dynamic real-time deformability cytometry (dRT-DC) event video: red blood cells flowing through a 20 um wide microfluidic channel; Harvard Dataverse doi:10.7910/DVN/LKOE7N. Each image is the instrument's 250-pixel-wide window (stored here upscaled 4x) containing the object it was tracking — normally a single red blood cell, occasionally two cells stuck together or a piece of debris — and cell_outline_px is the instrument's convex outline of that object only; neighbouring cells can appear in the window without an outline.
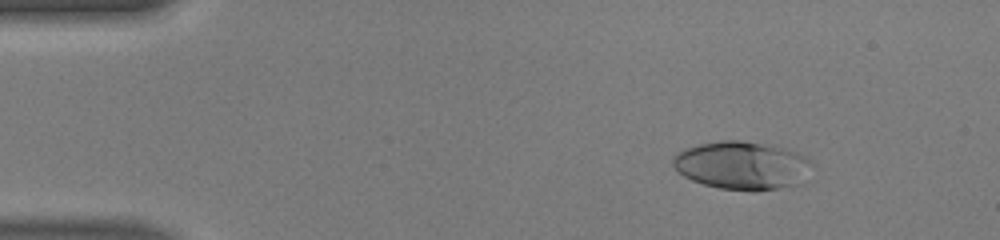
{"species": "human", "species_latin": "Homo sapiens", "temperature_condition": "warm", "stored_images_in_passage": 49, "camera_frame_rate_fps": 3000, "um_per_image_px": 0.085, "donor": {"sex": "male"}, "frame": {"image": 1, "passage_image": 6, "time_ms": 1.667, "image_size_px": [1000, 240], "cell_outline_px": [[812, 164], [804, 184], [780, 188], [752, 192], [720, 188], [704, 184], [692, 180], [684, 176], [672, 164], [672, 160], [676, 152], [684, 148], [700, 144], [720, 140], [740, 140], [776, 144], [796, 152], [804, 156]], "centroid_in_image_um": [63.12, 14.06], "position_along_channel_um": 21.9, "area_um2": 39.71}}
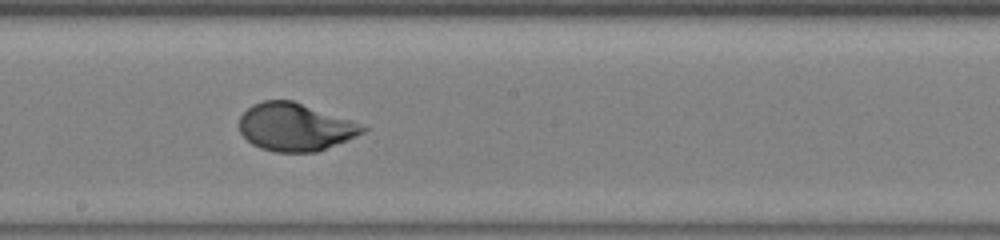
{"frame": {"image": 2, "passage_image": 27, "time_ms": 8.667, "image_size_px": [1000, 240], "cell_outline_px": [[368, 128], [364, 132], [316, 152], [276, 152], [260, 148], [252, 144], [240, 132], [240, 116], [252, 104], [264, 100], [292, 100], [360, 124]], "centroid_in_image_um": [25.03, 10.8], "position_along_channel_um": 223.2, "area_um2": 33.76}}
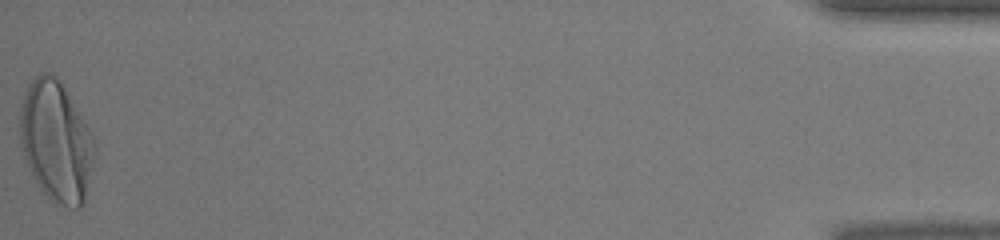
{"frame": {"image": 3, "passage_image": 49, "time_ms": 16.0, "image_size_px": [1000, 240], "cell_outline_px": [[96, 148], [84, 204], [80, 208], [72, 208], [56, 204], [40, 188], [24, 156], [20, 144], [20, 108], [24, 92], [28, 84], [40, 72], [52, 72], [60, 80], [80, 112], [92, 132]], "centroid_in_image_um": [4.78, 11.99], "position_along_channel_um": 430.4, "area_um2": 52.6}, "authors_computed_cell_mechanics": {"area_um2": 35.1424, "velocity_mm_per_s": 4.1632, "shape_relaxation_time_tau1_ms": 3.6006, "shape_relaxation_time_tau2_ms": null, "deformation_change_tau1": 0.2358, "deformation_change_tau2": null}}